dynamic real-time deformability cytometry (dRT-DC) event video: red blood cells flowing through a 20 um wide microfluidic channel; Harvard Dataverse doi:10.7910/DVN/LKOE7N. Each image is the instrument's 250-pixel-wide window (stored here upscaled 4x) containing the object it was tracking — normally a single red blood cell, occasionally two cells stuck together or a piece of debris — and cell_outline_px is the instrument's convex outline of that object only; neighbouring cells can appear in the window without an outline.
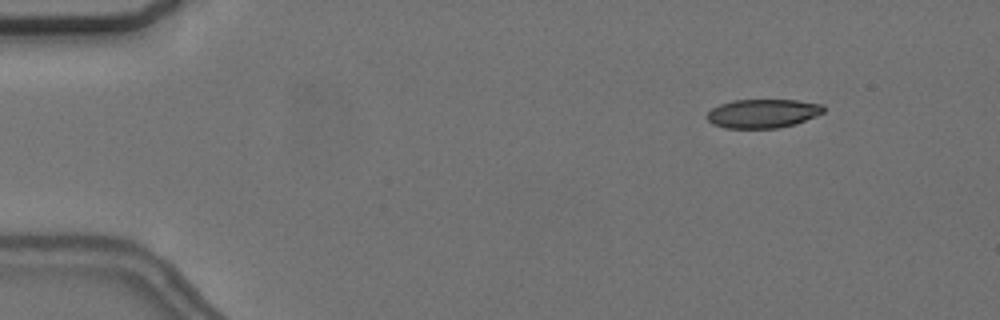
{"species": "common noctule bat (a hibernating species)", "species_latin": "Nyctalus noctula", "temperature_condition": "cold", "stored_images_in_passage": 6, "segment_of_instrument_passage": [1, 2], "camera_frame_rate_fps": 3000, "um_per_image_px": 0.085, "animal": {"sex": "female", "body_mass_g": 24.6, "forearm_length_mm": 56.2}, "frame": {"image": 1, "passage_image": 2, "time_ms": 1.333, "image_size_px": [1000, 320], "cell_outline_px": [[824, 112], [816, 116], [796, 124], [776, 128], [724, 128], [712, 124], [704, 116], [712, 108], [720, 104], [732, 100], [796, 100], [824, 104]], "centroid_in_image_um": [64.83, 9.64], "position_along_channel_um": 20.2, "area_um2": 19.77}}